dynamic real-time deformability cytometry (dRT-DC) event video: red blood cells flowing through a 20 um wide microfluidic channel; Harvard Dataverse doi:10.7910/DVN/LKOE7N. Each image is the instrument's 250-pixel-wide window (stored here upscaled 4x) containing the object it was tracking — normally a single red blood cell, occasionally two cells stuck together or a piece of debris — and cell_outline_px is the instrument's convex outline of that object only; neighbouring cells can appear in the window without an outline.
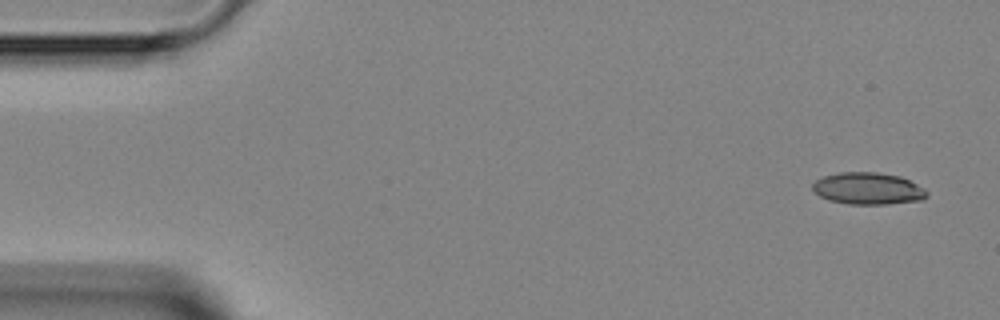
{"species": "Egyptian fruit bat (a non-hibernating species)", "species_latin": "Rousettus aegyptiacus", "temperature_condition": "room temperature", "stored_images_in_passage": 5, "camera_frame_rate_fps": 3000, "um_per_image_px": 0.085, "animal": {"sex": "female"}, "frame": {"image": 1, "passage_image": 1, "time_ms": 0.0, "image_size_px": [1000, 320], "cell_outline_px": [[928, 196], [924, 200], [888, 204], [848, 204], [828, 200], [812, 192], [812, 184], [816, 180], [824, 176], [840, 172], [876, 172], [900, 176], [924, 188], [928, 192]], "centroid_in_image_um": [73.77, 16.03], "position_along_channel_um": 11.2, "area_um2": 21.44}}